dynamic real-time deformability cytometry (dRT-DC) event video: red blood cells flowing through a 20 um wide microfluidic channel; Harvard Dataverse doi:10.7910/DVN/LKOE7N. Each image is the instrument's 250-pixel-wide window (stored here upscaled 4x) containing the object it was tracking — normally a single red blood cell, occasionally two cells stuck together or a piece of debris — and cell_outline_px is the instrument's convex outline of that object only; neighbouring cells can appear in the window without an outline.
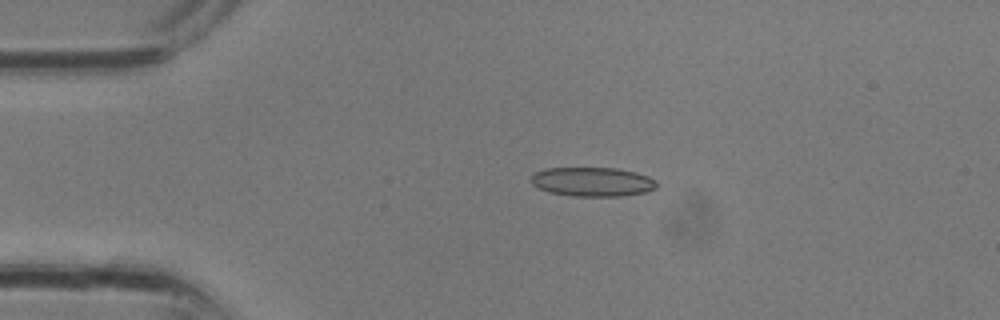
{"species": "common noctule bat (a hibernating species)", "species_latin": "Nyctalus noctula", "temperature_condition": "room temperature", "stored_images_in_passage": 31, "camera_frame_rate_fps": 3000, "um_per_image_px": 0.085, "animal": {"sex": "male", "body_mass_g": 13.3}, "frame": {"image": 1, "passage_image": 7, "time_ms": 2.0, "image_size_px": [1000, 320], "cell_outline_px": [[656, 188], [644, 192], [620, 196], [572, 196], [548, 192], [532, 184], [528, 180], [536, 172], [544, 168], [616, 168], [636, 172], [648, 176], [656, 180]], "centroid_in_image_um": [50.33, 15.45], "position_along_channel_um": 34.7, "area_um2": 21.39}}
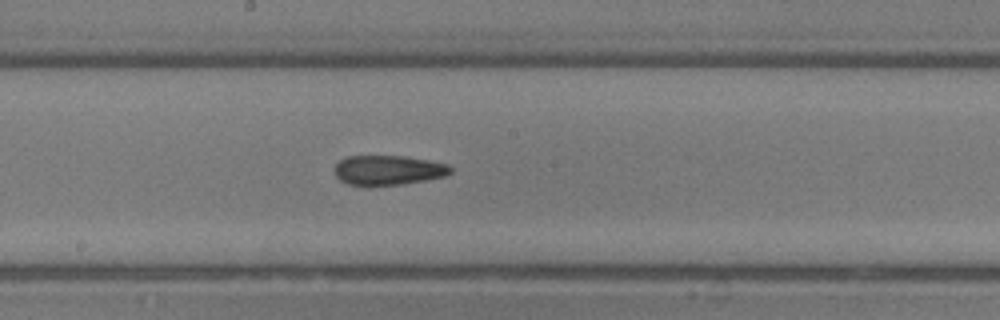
{"frame": {"image": 2, "passage_image": 17, "time_ms": 5.333, "image_size_px": [1000, 320], "cell_outline_px": [[452, 172], [444, 176], [404, 184], [364, 188], [348, 184], [340, 180], [336, 176], [332, 168], [340, 160], [348, 156], [408, 156], [448, 164], [452, 168]], "centroid_in_image_um": [32.94, 14.49], "position_along_channel_um": 215.3, "area_um2": 20.69}}
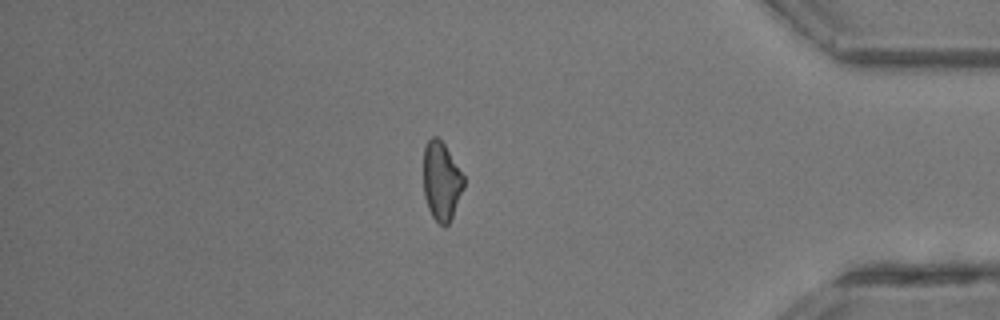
{"frame": {"image": 3, "passage_image": 27, "time_ms": 8.667, "image_size_px": [1000, 320], "cell_outline_px": [[464, 188], [452, 216], [448, 224], [444, 228], [432, 216], [428, 208], [424, 196], [424, 148], [428, 140], [432, 136], [436, 136], [444, 144], [464, 176]], "centroid_in_image_um": [37.52, 15.41], "position_along_channel_um": 397.7, "area_um2": 18.32}}